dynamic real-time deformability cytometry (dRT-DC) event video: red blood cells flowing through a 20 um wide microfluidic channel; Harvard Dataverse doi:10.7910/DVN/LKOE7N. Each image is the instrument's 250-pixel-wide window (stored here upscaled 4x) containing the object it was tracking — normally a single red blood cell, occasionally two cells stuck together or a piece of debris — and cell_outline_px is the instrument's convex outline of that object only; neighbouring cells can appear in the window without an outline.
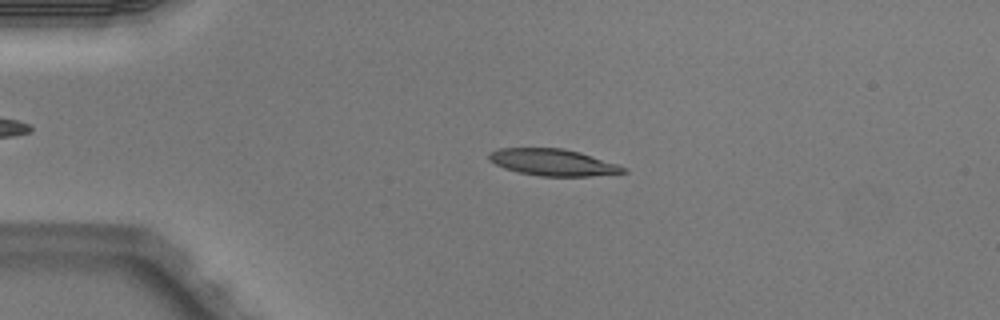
{"species": "Egyptian fruit bat (a non-hibernating species)", "species_latin": "Rousettus aegyptiacus", "temperature_condition": "warm", "stored_images_in_passage": 4, "camera_frame_rate_fps": 3000, "um_per_image_px": 0.085, "animal": {"sex": "male"}, "frame": {"image": 1, "passage_image": 3, "time_ms": 0.667, "image_size_px": [1000, 320], "cell_outline_px": [[628, 172], [592, 176], [540, 176], [520, 172], [504, 168], [488, 160], [488, 156], [492, 152], [500, 148], [564, 148], [580, 152], [628, 168]], "centroid_in_image_um": [47.02, 13.8], "position_along_channel_um": 38.0, "area_um2": 20.75}}